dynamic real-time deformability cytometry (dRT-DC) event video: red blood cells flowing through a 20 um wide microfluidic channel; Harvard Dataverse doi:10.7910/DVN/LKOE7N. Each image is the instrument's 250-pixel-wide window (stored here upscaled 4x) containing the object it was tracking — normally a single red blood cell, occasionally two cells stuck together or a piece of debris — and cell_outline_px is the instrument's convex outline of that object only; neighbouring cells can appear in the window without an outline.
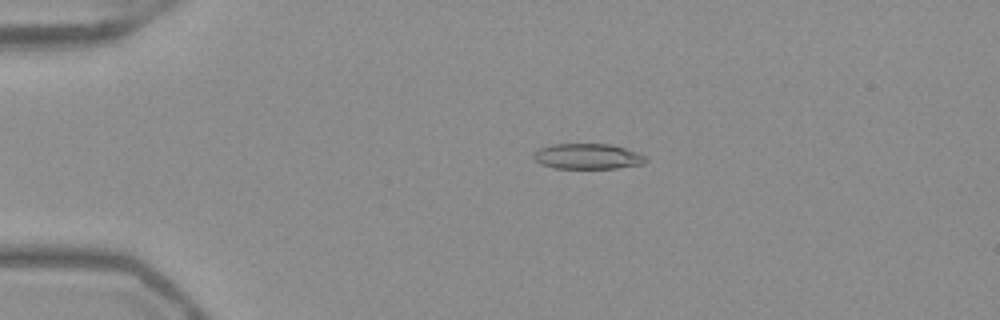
{"species": "Egyptian fruit bat (a non-hibernating species)", "species_latin": "Rousettus aegyptiacus", "temperature_condition": "warm", "stored_images_in_passage": 22, "camera_frame_rate_fps": 3000, "um_per_image_px": 0.085, "frame": {"image": 1, "passage_image": 12, "time_ms": 3.667, "image_size_px": [1000, 320], "cell_outline_px": [[648, 160], [644, 164], [616, 168], [556, 168], [540, 164], [532, 156], [540, 148], [552, 144], [612, 144], [640, 152]], "centroid_in_image_um": [50.0, 13.29], "position_along_channel_um": 35.0, "area_um2": 16.7}}
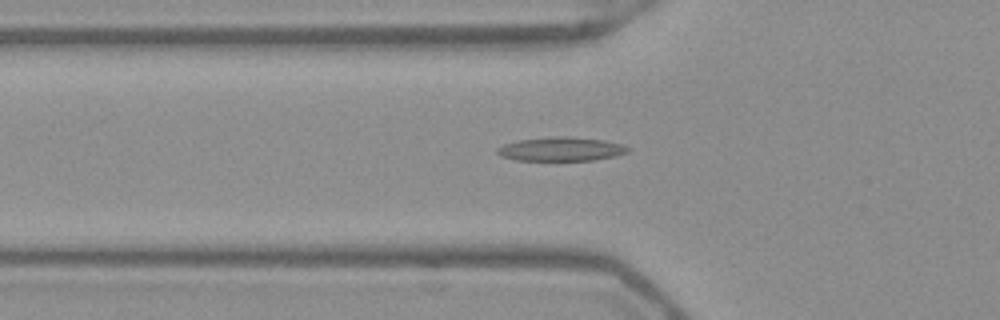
{"frame": {"image": 2, "passage_image": 19, "time_ms": 6.0, "image_size_px": [1000, 320], "cell_outline_px": [[628, 152], [616, 156], [592, 160], [516, 160], [500, 156], [496, 152], [496, 148], [504, 144], [516, 140], [556, 136], [568, 136], [604, 140], [620, 144], [628, 148]], "centroid_in_image_um": [47.64, 12.67], "position_along_channel_um": 78.2, "area_um2": 18.15}}
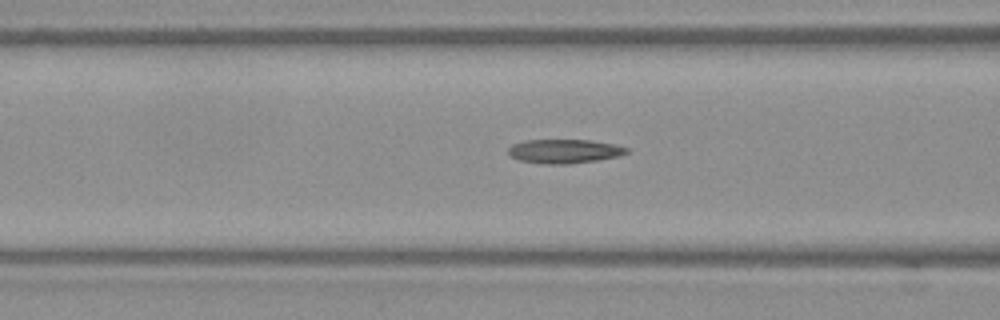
{"frame": {"image": 3, "passage_image": 22, "time_ms": 7.0, "image_size_px": [1000, 320], "cell_outline_px": [[632, 148], [628, 152], [620, 156], [596, 160], [568, 164], [544, 164], [520, 160], [512, 156], [508, 152], [508, 148], [512, 144], [528, 140], [592, 140], [616, 144]], "centroid_in_image_um": [48.04, 12.85], "position_along_channel_um": 118.6, "area_um2": 16.65}}